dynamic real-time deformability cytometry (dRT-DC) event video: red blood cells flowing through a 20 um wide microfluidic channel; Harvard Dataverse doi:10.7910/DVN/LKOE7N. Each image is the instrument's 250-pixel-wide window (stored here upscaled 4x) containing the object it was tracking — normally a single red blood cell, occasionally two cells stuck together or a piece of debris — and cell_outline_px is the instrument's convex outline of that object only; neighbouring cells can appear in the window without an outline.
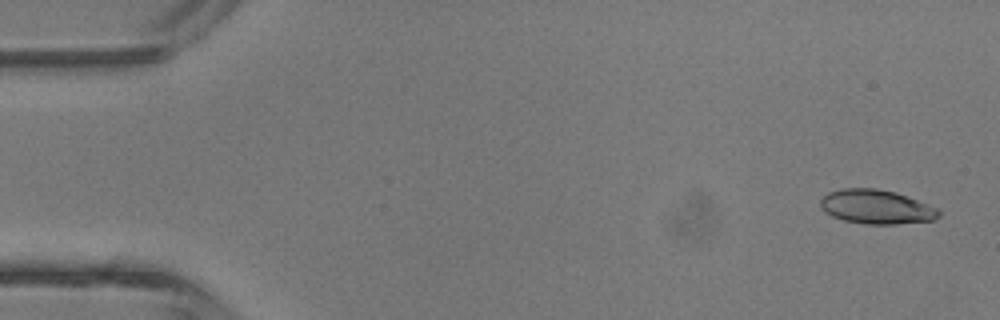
{"species": "common noctule bat (a hibernating species)", "species_latin": "Nyctalus noctula", "temperature_condition": "room temperature", "stored_images_in_passage": 4, "camera_frame_rate_fps": 3000, "um_per_image_px": 0.085, "animal": {"sex": "male", "body_mass_g": 13.3}, "frame": {"image": 1, "passage_image": 1, "time_ms": 0.0, "image_size_px": [1000, 320], "cell_outline_px": [[940, 216], [932, 220], [896, 224], [864, 224], [844, 220], [832, 216], [824, 212], [820, 204], [820, 200], [828, 192], [844, 188], [876, 188], [896, 192], [940, 208]], "centroid_in_image_um": [74.51, 17.58], "position_along_channel_um": 10.5, "area_um2": 23.7}}
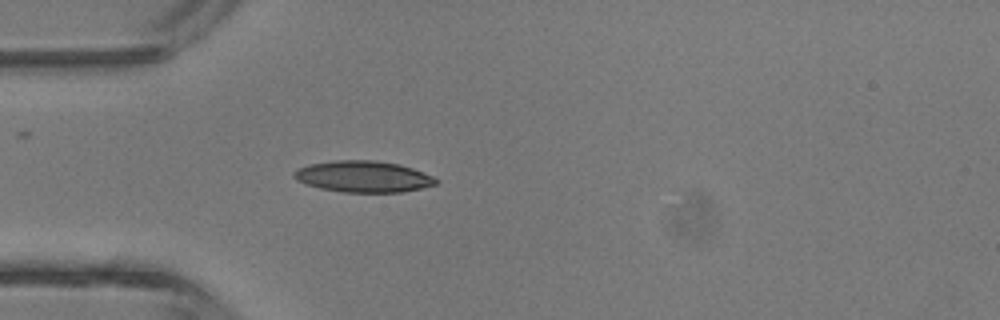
{"frame": {"image": 2, "passage_image": 4, "time_ms": 3.667, "image_size_px": [1000, 320], "cell_outline_px": [[440, 180], [436, 184], [420, 188], [400, 192], [344, 192], [320, 188], [296, 180], [292, 176], [292, 172], [296, 168], [308, 164], [336, 160], [376, 160], [400, 164], [412, 168], [432, 176]], "centroid_in_image_um": [30.85, 14.99], "position_along_channel_um": 54.2, "area_um2": 25.95}}